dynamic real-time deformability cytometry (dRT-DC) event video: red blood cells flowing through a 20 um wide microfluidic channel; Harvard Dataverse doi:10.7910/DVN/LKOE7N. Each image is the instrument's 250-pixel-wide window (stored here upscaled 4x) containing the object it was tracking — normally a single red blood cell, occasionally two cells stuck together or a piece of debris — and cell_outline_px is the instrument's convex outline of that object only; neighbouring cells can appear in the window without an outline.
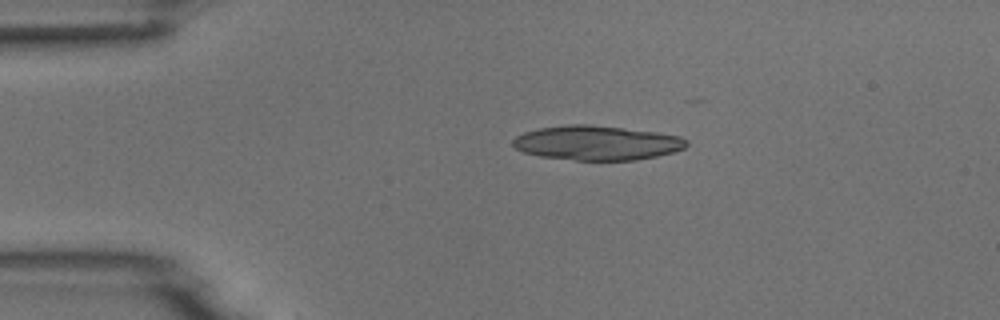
{"species": "common noctule bat (a hibernating species)", "species_latin": "Nyctalus noctula", "temperature_condition": "room temperature", "stored_images_in_passage": 2, "camera_frame_rate_fps": 3000, "um_per_image_px": 0.085, "animal": {"sex": "male", "body_mass_g": 18.8}, "frame": {"image": 1, "passage_image": 1, "time_ms": 0.0, "image_size_px": [1000, 320], "cell_outline_px": [[688, 144], [684, 148], [676, 152], [636, 160], [576, 160], [540, 156], [524, 152], [516, 148], [512, 144], [512, 140], [516, 136], [524, 132], [540, 128], [568, 124], [588, 124], [624, 128], [656, 132], [680, 136], [688, 140]], "centroid_in_image_um": [50.75, 12.14], "position_along_channel_um": 34.2, "area_um2": 34.91}}